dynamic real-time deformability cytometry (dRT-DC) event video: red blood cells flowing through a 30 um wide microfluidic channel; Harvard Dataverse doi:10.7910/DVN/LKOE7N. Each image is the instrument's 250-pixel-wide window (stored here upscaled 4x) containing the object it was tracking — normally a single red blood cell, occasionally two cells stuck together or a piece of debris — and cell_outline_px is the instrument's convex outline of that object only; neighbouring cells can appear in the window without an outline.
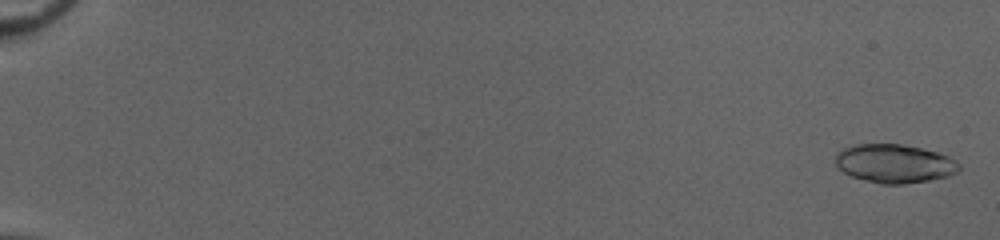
{"species": "common noctule bat (a hibernating species)", "species_latin": "Nyctalus noctula", "temperature_condition": "cold", "stored_images_in_passage": 53, "camera_frame_rate_fps": 3000, "um_per_image_px": 0.085, "animal": {"sex": "female", "body_mass_g": 20.0, "forearm_length_mm": 54.0}, "frame": {"image": 1, "passage_image": 2, "time_ms": 0.333, "image_size_px": [1000, 240], "cell_outline_px": [[960, 168], [956, 172], [948, 176], [928, 180], [904, 184], [880, 184], [864, 180], [852, 176], [836, 168], [836, 152], [844, 148], [856, 144], [900, 144], [920, 148], [936, 152], [948, 156], [956, 160], [960, 164]], "centroid_in_image_um": [76.01, 13.9], "position_along_channel_um": 9.0, "area_um2": 27.8}}
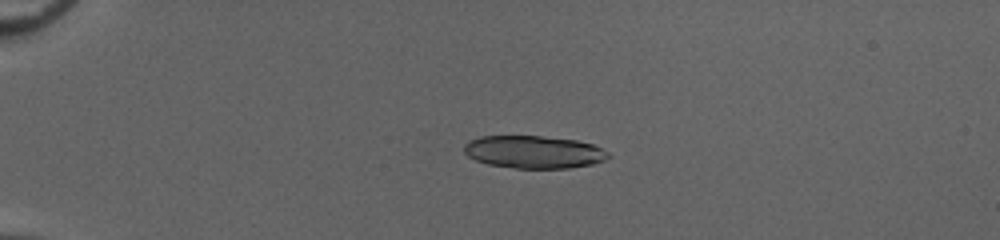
{"frame": {"image": 2, "passage_image": 15, "time_ms": 4.667, "image_size_px": [1000, 240], "cell_outline_px": [[612, 156], [604, 160], [592, 164], [568, 168], [516, 168], [488, 164], [476, 160], [468, 156], [464, 152], [464, 144], [468, 140], [480, 136], [540, 136], [576, 140], [592, 144], [608, 152]], "centroid_in_image_um": [45.35, 12.91], "position_along_channel_um": 39.6, "area_um2": 27.4}, "authors_computed_cell_mechanics": {"area_um2": 27.8018, "velocity_mm_per_s": 4.0808, "shape_relaxation_time_tau1_ms": 0.8313, "shape_relaxation_time_tau2_ms": 4.6267, "deformation_change_tau1": 0.281, "deformation_change_tau2": 0.1091}}